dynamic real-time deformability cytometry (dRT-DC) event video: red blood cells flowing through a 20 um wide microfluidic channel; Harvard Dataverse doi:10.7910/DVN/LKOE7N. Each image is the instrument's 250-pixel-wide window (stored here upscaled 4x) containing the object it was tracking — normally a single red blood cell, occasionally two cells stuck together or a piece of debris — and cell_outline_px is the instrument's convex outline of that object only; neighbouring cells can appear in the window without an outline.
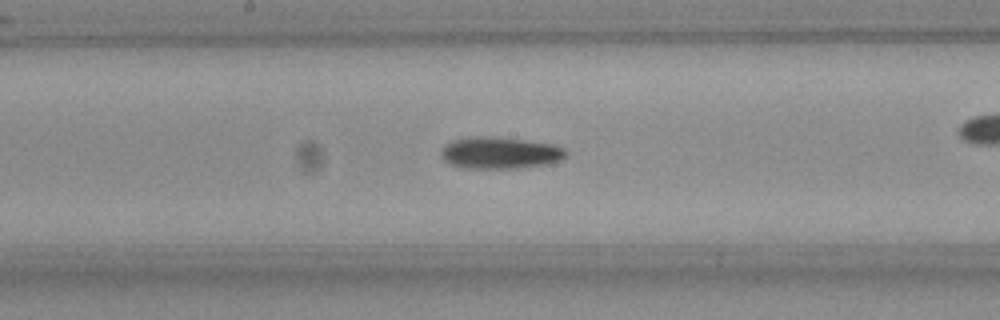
{"species": "Egyptian fruit bat (a non-hibernating species)", "species_latin": "Rousettus aegyptiacus", "temperature_condition": "room temperature", "stored_images_in_passage": 48, "camera_frame_rate_fps": 3000, "um_per_image_px": 0.085, "frame": {"image": 1, "passage_image": 21, "time_ms": 6.667, "image_size_px": [1000, 320], "cell_outline_px": [[564, 156], [560, 160], [544, 164], [516, 168], [464, 168], [448, 164], [444, 160], [440, 152], [452, 140], [476, 136], [520, 140], [552, 144], [564, 148]], "centroid_in_image_um": [42.44, 13.01], "position_along_channel_um": 205.8, "area_um2": 22.43}}
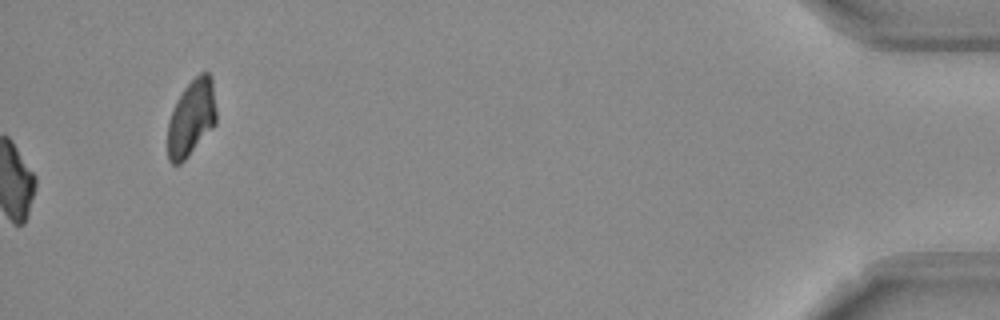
{"frame": {"image": 2, "passage_image": 48, "time_ms": 15.667, "image_size_px": [1000, 320], "cell_outline_px": [[216, 124], [188, 156], [180, 164], [172, 164], [168, 160], [168, 120], [184, 88], [200, 72], [208, 72], [212, 76], [216, 108]], "centroid_in_image_um": [16.29, 10.02], "position_along_channel_um": 418.9, "area_um2": 21.5}, "authors_computed_cell_mechanics": {"area_um2": 21.4149, "velocity_mm_per_s": 3.7712, "shape_relaxation_time_tau1_ms": 5.4554, "shape_relaxation_time_tau2_ms": null, "deformation_change_tau1": 0.1649, "deformation_change_tau2": null}}